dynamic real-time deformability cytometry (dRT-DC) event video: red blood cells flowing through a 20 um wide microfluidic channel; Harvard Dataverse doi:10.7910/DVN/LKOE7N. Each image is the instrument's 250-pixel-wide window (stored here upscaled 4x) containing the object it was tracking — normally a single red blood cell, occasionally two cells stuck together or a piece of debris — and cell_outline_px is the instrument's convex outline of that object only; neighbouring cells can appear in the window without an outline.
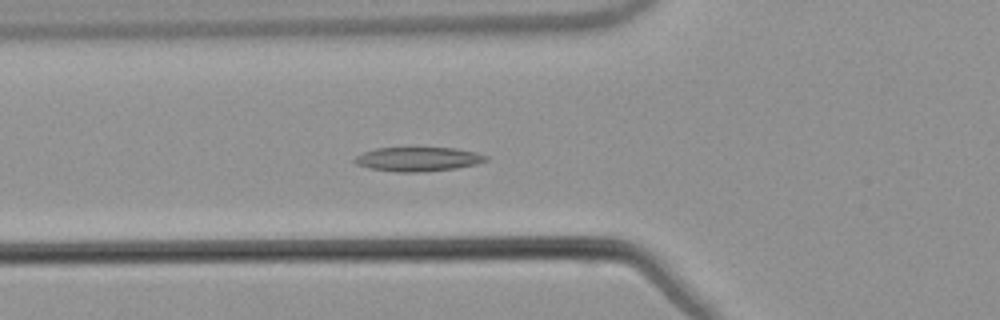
{"species": "common noctule bat (a hibernating species)", "species_latin": "Nyctalus noctula", "temperature_condition": "warm", "stored_images_in_passage": 54, "camera_frame_rate_fps": 3000, "um_per_image_px": 0.085, "animal": {"sex": "male", "body_mass_g": 21.5, "forearm_length_mm": 52.0}, "frame": {"image": 1, "passage_image": 20, "time_ms": 6.333, "image_size_px": [1000, 320], "cell_outline_px": [[488, 160], [476, 164], [456, 168], [424, 172], [396, 172], [368, 168], [356, 164], [352, 160], [356, 156], [364, 152], [376, 148], [456, 148], [476, 152], [488, 156]], "centroid_in_image_um": [35.53, 13.53], "position_along_channel_um": 90.3, "area_um2": 18.55}}
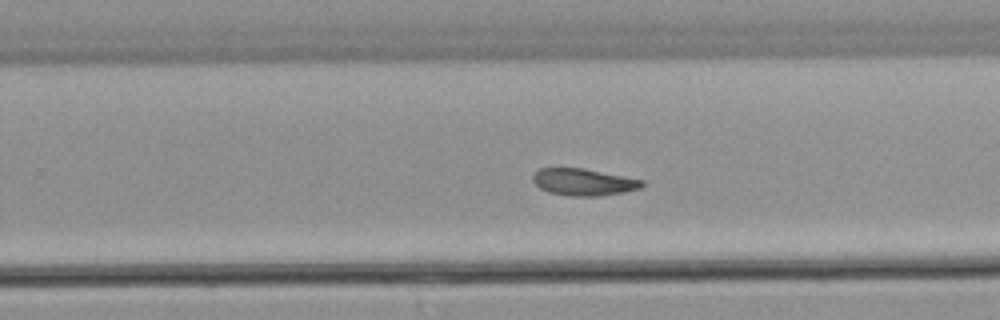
{"frame": {"image": 2, "passage_image": 35, "time_ms": 11.333, "image_size_px": [1000, 320], "cell_outline_px": [[644, 184], [640, 188], [624, 192], [600, 196], [568, 196], [548, 192], [540, 188], [532, 180], [532, 176], [540, 168], [584, 168], [644, 180]], "centroid_in_image_um": [49.6, 15.48], "position_along_channel_um": 280.2, "area_um2": 17.17}}
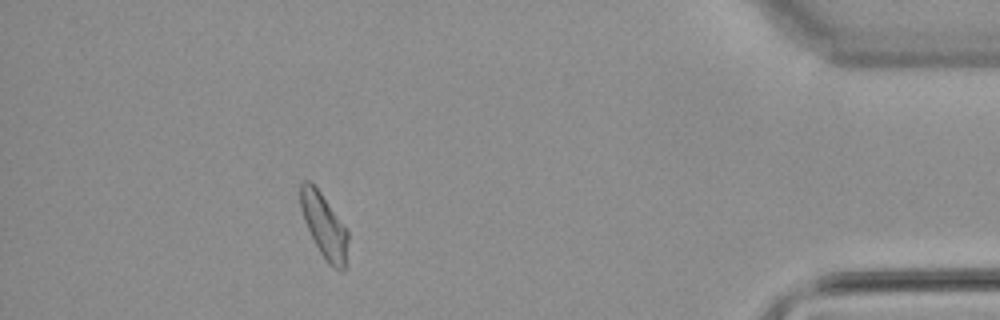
{"frame": {"image": 3, "passage_image": 49, "time_ms": 16.0, "image_size_px": [1000, 320], "cell_outline_px": [[348, 240], [344, 272], [340, 272], [332, 268], [328, 264], [320, 252], [304, 220], [300, 208], [300, 184], [304, 180], [308, 180], [320, 192], [348, 228]], "centroid_in_image_um": [27.58, 19.22], "position_along_channel_um": 407.6, "area_um2": 17.86}}